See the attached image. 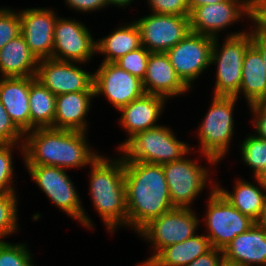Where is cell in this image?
Here are the masks:
<instances>
[{
	"mask_svg": "<svg viewBox=\"0 0 266 266\" xmlns=\"http://www.w3.org/2000/svg\"><path fill=\"white\" fill-rule=\"evenodd\" d=\"M127 227L138 233L173 207L162 165L124 161Z\"/></svg>",
	"mask_w": 266,
	"mask_h": 266,
	"instance_id": "cell-1",
	"label": "cell"
},
{
	"mask_svg": "<svg viewBox=\"0 0 266 266\" xmlns=\"http://www.w3.org/2000/svg\"><path fill=\"white\" fill-rule=\"evenodd\" d=\"M87 132L53 128H36L25 133V165L59 168H82L99 156L87 144Z\"/></svg>",
	"mask_w": 266,
	"mask_h": 266,
	"instance_id": "cell-2",
	"label": "cell"
},
{
	"mask_svg": "<svg viewBox=\"0 0 266 266\" xmlns=\"http://www.w3.org/2000/svg\"><path fill=\"white\" fill-rule=\"evenodd\" d=\"M90 194L106 229L113 233L127 226L124 160L100 155L90 165Z\"/></svg>",
	"mask_w": 266,
	"mask_h": 266,
	"instance_id": "cell-3",
	"label": "cell"
},
{
	"mask_svg": "<svg viewBox=\"0 0 266 266\" xmlns=\"http://www.w3.org/2000/svg\"><path fill=\"white\" fill-rule=\"evenodd\" d=\"M180 141L167 126H157L139 132L119 144L124 161L162 165L182 159L191 152V146Z\"/></svg>",
	"mask_w": 266,
	"mask_h": 266,
	"instance_id": "cell-4",
	"label": "cell"
},
{
	"mask_svg": "<svg viewBox=\"0 0 266 266\" xmlns=\"http://www.w3.org/2000/svg\"><path fill=\"white\" fill-rule=\"evenodd\" d=\"M234 96H214L210 109L198 127L201 155L215 166L229 151L233 137Z\"/></svg>",
	"mask_w": 266,
	"mask_h": 266,
	"instance_id": "cell-5",
	"label": "cell"
},
{
	"mask_svg": "<svg viewBox=\"0 0 266 266\" xmlns=\"http://www.w3.org/2000/svg\"><path fill=\"white\" fill-rule=\"evenodd\" d=\"M214 38L210 64H217L214 96L239 97L242 64L247 48L252 44V30L231 32L219 46ZM220 48V49H219Z\"/></svg>",
	"mask_w": 266,
	"mask_h": 266,
	"instance_id": "cell-6",
	"label": "cell"
},
{
	"mask_svg": "<svg viewBox=\"0 0 266 266\" xmlns=\"http://www.w3.org/2000/svg\"><path fill=\"white\" fill-rule=\"evenodd\" d=\"M35 183L51 202L88 229L93 228L92 219L86 214L80 197L67 174V169L45 166L25 165Z\"/></svg>",
	"mask_w": 266,
	"mask_h": 266,
	"instance_id": "cell-7",
	"label": "cell"
},
{
	"mask_svg": "<svg viewBox=\"0 0 266 266\" xmlns=\"http://www.w3.org/2000/svg\"><path fill=\"white\" fill-rule=\"evenodd\" d=\"M198 218L191 208L174 207L152 219L137 234L151 243V251L154 250V254L138 266H146L163 248L193 237L200 225L201 220Z\"/></svg>",
	"mask_w": 266,
	"mask_h": 266,
	"instance_id": "cell-8",
	"label": "cell"
},
{
	"mask_svg": "<svg viewBox=\"0 0 266 266\" xmlns=\"http://www.w3.org/2000/svg\"><path fill=\"white\" fill-rule=\"evenodd\" d=\"M205 222L206 236L216 249L223 250L237 235L247 231L255 221L236 209L216 188L210 186Z\"/></svg>",
	"mask_w": 266,
	"mask_h": 266,
	"instance_id": "cell-9",
	"label": "cell"
},
{
	"mask_svg": "<svg viewBox=\"0 0 266 266\" xmlns=\"http://www.w3.org/2000/svg\"><path fill=\"white\" fill-rule=\"evenodd\" d=\"M173 207L191 208V203L209 182V167L186 158L162 164Z\"/></svg>",
	"mask_w": 266,
	"mask_h": 266,
	"instance_id": "cell-10",
	"label": "cell"
},
{
	"mask_svg": "<svg viewBox=\"0 0 266 266\" xmlns=\"http://www.w3.org/2000/svg\"><path fill=\"white\" fill-rule=\"evenodd\" d=\"M213 41L214 37L190 31L183 40L166 52L177 75L189 88L211 66Z\"/></svg>",
	"mask_w": 266,
	"mask_h": 266,
	"instance_id": "cell-11",
	"label": "cell"
},
{
	"mask_svg": "<svg viewBox=\"0 0 266 266\" xmlns=\"http://www.w3.org/2000/svg\"><path fill=\"white\" fill-rule=\"evenodd\" d=\"M135 22L140 30L141 46L151 53H166L191 31L190 18L185 16L150 13Z\"/></svg>",
	"mask_w": 266,
	"mask_h": 266,
	"instance_id": "cell-12",
	"label": "cell"
},
{
	"mask_svg": "<svg viewBox=\"0 0 266 266\" xmlns=\"http://www.w3.org/2000/svg\"><path fill=\"white\" fill-rule=\"evenodd\" d=\"M88 27L71 18L57 17L54 26L52 58L60 61L87 63L96 54L94 41Z\"/></svg>",
	"mask_w": 266,
	"mask_h": 266,
	"instance_id": "cell-13",
	"label": "cell"
},
{
	"mask_svg": "<svg viewBox=\"0 0 266 266\" xmlns=\"http://www.w3.org/2000/svg\"><path fill=\"white\" fill-rule=\"evenodd\" d=\"M94 74V95H103L118 111L145 94L142 80L114 62H102Z\"/></svg>",
	"mask_w": 266,
	"mask_h": 266,
	"instance_id": "cell-14",
	"label": "cell"
},
{
	"mask_svg": "<svg viewBox=\"0 0 266 266\" xmlns=\"http://www.w3.org/2000/svg\"><path fill=\"white\" fill-rule=\"evenodd\" d=\"M78 63L53 58L38 61L35 79L55 96L82 91H94V74L76 66Z\"/></svg>",
	"mask_w": 266,
	"mask_h": 266,
	"instance_id": "cell-15",
	"label": "cell"
},
{
	"mask_svg": "<svg viewBox=\"0 0 266 266\" xmlns=\"http://www.w3.org/2000/svg\"><path fill=\"white\" fill-rule=\"evenodd\" d=\"M244 15L250 19L252 7L242 0H223L198 6L190 12V29L192 32L216 38L221 30L240 21Z\"/></svg>",
	"mask_w": 266,
	"mask_h": 266,
	"instance_id": "cell-16",
	"label": "cell"
},
{
	"mask_svg": "<svg viewBox=\"0 0 266 266\" xmlns=\"http://www.w3.org/2000/svg\"><path fill=\"white\" fill-rule=\"evenodd\" d=\"M55 13L54 10L40 7L19 11L20 34L38 61L52 58L54 26L58 17Z\"/></svg>",
	"mask_w": 266,
	"mask_h": 266,
	"instance_id": "cell-17",
	"label": "cell"
},
{
	"mask_svg": "<svg viewBox=\"0 0 266 266\" xmlns=\"http://www.w3.org/2000/svg\"><path fill=\"white\" fill-rule=\"evenodd\" d=\"M145 93L173 98L190 91L177 75L166 53H150L145 77L142 80Z\"/></svg>",
	"mask_w": 266,
	"mask_h": 266,
	"instance_id": "cell-18",
	"label": "cell"
},
{
	"mask_svg": "<svg viewBox=\"0 0 266 266\" xmlns=\"http://www.w3.org/2000/svg\"><path fill=\"white\" fill-rule=\"evenodd\" d=\"M228 266H266V233L254 223L223 249Z\"/></svg>",
	"mask_w": 266,
	"mask_h": 266,
	"instance_id": "cell-19",
	"label": "cell"
},
{
	"mask_svg": "<svg viewBox=\"0 0 266 266\" xmlns=\"http://www.w3.org/2000/svg\"><path fill=\"white\" fill-rule=\"evenodd\" d=\"M166 98L145 93L119 111L120 124L128 134V139L136 133L157 127V121L163 112ZM156 123V124H155Z\"/></svg>",
	"mask_w": 266,
	"mask_h": 266,
	"instance_id": "cell-20",
	"label": "cell"
},
{
	"mask_svg": "<svg viewBox=\"0 0 266 266\" xmlns=\"http://www.w3.org/2000/svg\"><path fill=\"white\" fill-rule=\"evenodd\" d=\"M30 85L31 77H0V101L24 134L30 131Z\"/></svg>",
	"mask_w": 266,
	"mask_h": 266,
	"instance_id": "cell-21",
	"label": "cell"
},
{
	"mask_svg": "<svg viewBox=\"0 0 266 266\" xmlns=\"http://www.w3.org/2000/svg\"><path fill=\"white\" fill-rule=\"evenodd\" d=\"M94 91L71 92L56 96L53 129L88 131L85 117Z\"/></svg>",
	"mask_w": 266,
	"mask_h": 266,
	"instance_id": "cell-22",
	"label": "cell"
},
{
	"mask_svg": "<svg viewBox=\"0 0 266 266\" xmlns=\"http://www.w3.org/2000/svg\"><path fill=\"white\" fill-rule=\"evenodd\" d=\"M38 60L20 34L0 50L1 77L35 76Z\"/></svg>",
	"mask_w": 266,
	"mask_h": 266,
	"instance_id": "cell-23",
	"label": "cell"
},
{
	"mask_svg": "<svg viewBox=\"0 0 266 266\" xmlns=\"http://www.w3.org/2000/svg\"><path fill=\"white\" fill-rule=\"evenodd\" d=\"M254 179L259 187L239 178L233 186V192L220 187L217 183L215 188L242 214L256 221L266 203V186L257 178Z\"/></svg>",
	"mask_w": 266,
	"mask_h": 266,
	"instance_id": "cell-24",
	"label": "cell"
},
{
	"mask_svg": "<svg viewBox=\"0 0 266 266\" xmlns=\"http://www.w3.org/2000/svg\"><path fill=\"white\" fill-rule=\"evenodd\" d=\"M241 76L239 94L243 93L248 105L266 95V69L260 51L253 44L245 52Z\"/></svg>",
	"mask_w": 266,
	"mask_h": 266,
	"instance_id": "cell-25",
	"label": "cell"
},
{
	"mask_svg": "<svg viewBox=\"0 0 266 266\" xmlns=\"http://www.w3.org/2000/svg\"><path fill=\"white\" fill-rule=\"evenodd\" d=\"M211 248L205 234H195L181 243L163 248L146 266H186Z\"/></svg>",
	"mask_w": 266,
	"mask_h": 266,
	"instance_id": "cell-26",
	"label": "cell"
},
{
	"mask_svg": "<svg viewBox=\"0 0 266 266\" xmlns=\"http://www.w3.org/2000/svg\"><path fill=\"white\" fill-rule=\"evenodd\" d=\"M141 47L140 30L135 21L121 25L109 35L96 40V53L105 55L103 62H115Z\"/></svg>",
	"mask_w": 266,
	"mask_h": 266,
	"instance_id": "cell-27",
	"label": "cell"
},
{
	"mask_svg": "<svg viewBox=\"0 0 266 266\" xmlns=\"http://www.w3.org/2000/svg\"><path fill=\"white\" fill-rule=\"evenodd\" d=\"M56 96L35 76H31L29 92L30 130L53 128Z\"/></svg>",
	"mask_w": 266,
	"mask_h": 266,
	"instance_id": "cell-28",
	"label": "cell"
},
{
	"mask_svg": "<svg viewBox=\"0 0 266 266\" xmlns=\"http://www.w3.org/2000/svg\"><path fill=\"white\" fill-rule=\"evenodd\" d=\"M239 148L243 162L252 168L256 177L266 165V139L259 138L255 133L250 134Z\"/></svg>",
	"mask_w": 266,
	"mask_h": 266,
	"instance_id": "cell-29",
	"label": "cell"
},
{
	"mask_svg": "<svg viewBox=\"0 0 266 266\" xmlns=\"http://www.w3.org/2000/svg\"><path fill=\"white\" fill-rule=\"evenodd\" d=\"M17 200L16 193L0 194V241L18 231Z\"/></svg>",
	"mask_w": 266,
	"mask_h": 266,
	"instance_id": "cell-30",
	"label": "cell"
},
{
	"mask_svg": "<svg viewBox=\"0 0 266 266\" xmlns=\"http://www.w3.org/2000/svg\"><path fill=\"white\" fill-rule=\"evenodd\" d=\"M17 147L21 149L24 155L23 143L14 144H0V194L3 193H16L14 188V165H13V149Z\"/></svg>",
	"mask_w": 266,
	"mask_h": 266,
	"instance_id": "cell-31",
	"label": "cell"
},
{
	"mask_svg": "<svg viewBox=\"0 0 266 266\" xmlns=\"http://www.w3.org/2000/svg\"><path fill=\"white\" fill-rule=\"evenodd\" d=\"M29 252L25 243L0 241V266H34Z\"/></svg>",
	"mask_w": 266,
	"mask_h": 266,
	"instance_id": "cell-32",
	"label": "cell"
},
{
	"mask_svg": "<svg viewBox=\"0 0 266 266\" xmlns=\"http://www.w3.org/2000/svg\"><path fill=\"white\" fill-rule=\"evenodd\" d=\"M150 53L144 46L127 53L114 63L141 80L145 77Z\"/></svg>",
	"mask_w": 266,
	"mask_h": 266,
	"instance_id": "cell-33",
	"label": "cell"
},
{
	"mask_svg": "<svg viewBox=\"0 0 266 266\" xmlns=\"http://www.w3.org/2000/svg\"><path fill=\"white\" fill-rule=\"evenodd\" d=\"M20 14L10 8H0V50L9 41L20 35Z\"/></svg>",
	"mask_w": 266,
	"mask_h": 266,
	"instance_id": "cell-34",
	"label": "cell"
},
{
	"mask_svg": "<svg viewBox=\"0 0 266 266\" xmlns=\"http://www.w3.org/2000/svg\"><path fill=\"white\" fill-rule=\"evenodd\" d=\"M24 136L25 134L14 124L0 101V144L24 143L22 142Z\"/></svg>",
	"mask_w": 266,
	"mask_h": 266,
	"instance_id": "cell-35",
	"label": "cell"
},
{
	"mask_svg": "<svg viewBox=\"0 0 266 266\" xmlns=\"http://www.w3.org/2000/svg\"><path fill=\"white\" fill-rule=\"evenodd\" d=\"M147 2L152 13L190 17L188 0H148Z\"/></svg>",
	"mask_w": 266,
	"mask_h": 266,
	"instance_id": "cell-36",
	"label": "cell"
},
{
	"mask_svg": "<svg viewBox=\"0 0 266 266\" xmlns=\"http://www.w3.org/2000/svg\"><path fill=\"white\" fill-rule=\"evenodd\" d=\"M252 20L255 22L253 29L266 38V0H255L252 6Z\"/></svg>",
	"mask_w": 266,
	"mask_h": 266,
	"instance_id": "cell-37",
	"label": "cell"
},
{
	"mask_svg": "<svg viewBox=\"0 0 266 266\" xmlns=\"http://www.w3.org/2000/svg\"><path fill=\"white\" fill-rule=\"evenodd\" d=\"M223 250L212 247L186 266H224Z\"/></svg>",
	"mask_w": 266,
	"mask_h": 266,
	"instance_id": "cell-38",
	"label": "cell"
},
{
	"mask_svg": "<svg viewBox=\"0 0 266 266\" xmlns=\"http://www.w3.org/2000/svg\"><path fill=\"white\" fill-rule=\"evenodd\" d=\"M66 5L80 12H95L108 6L107 0H64Z\"/></svg>",
	"mask_w": 266,
	"mask_h": 266,
	"instance_id": "cell-39",
	"label": "cell"
},
{
	"mask_svg": "<svg viewBox=\"0 0 266 266\" xmlns=\"http://www.w3.org/2000/svg\"><path fill=\"white\" fill-rule=\"evenodd\" d=\"M248 107L253 114V128H256V135L259 138L266 139V112L263 111L256 103L250 104Z\"/></svg>",
	"mask_w": 266,
	"mask_h": 266,
	"instance_id": "cell-40",
	"label": "cell"
},
{
	"mask_svg": "<svg viewBox=\"0 0 266 266\" xmlns=\"http://www.w3.org/2000/svg\"><path fill=\"white\" fill-rule=\"evenodd\" d=\"M252 44L260 51L264 67L266 69V38L259 35L254 29L252 30Z\"/></svg>",
	"mask_w": 266,
	"mask_h": 266,
	"instance_id": "cell-41",
	"label": "cell"
},
{
	"mask_svg": "<svg viewBox=\"0 0 266 266\" xmlns=\"http://www.w3.org/2000/svg\"><path fill=\"white\" fill-rule=\"evenodd\" d=\"M188 1H189L190 12H191L195 7L207 5V4L219 3L223 0H188Z\"/></svg>",
	"mask_w": 266,
	"mask_h": 266,
	"instance_id": "cell-42",
	"label": "cell"
},
{
	"mask_svg": "<svg viewBox=\"0 0 266 266\" xmlns=\"http://www.w3.org/2000/svg\"><path fill=\"white\" fill-rule=\"evenodd\" d=\"M255 223L266 233V203Z\"/></svg>",
	"mask_w": 266,
	"mask_h": 266,
	"instance_id": "cell-43",
	"label": "cell"
},
{
	"mask_svg": "<svg viewBox=\"0 0 266 266\" xmlns=\"http://www.w3.org/2000/svg\"><path fill=\"white\" fill-rule=\"evenodd\" d=\"M108 6L113 5V6H118V7H127L130 5V3L134 2V0H107Z\"/></svg>",
	"mask_w": 266,
	"mask_h": 266,
	"instance_id": "cell-44",
	"label": "cell"
},
{
	"mask_svg": "<svg viewBox=\"0 0 266 266\" xmlns=\"http://www.w3.org/2000/svg\"><path fill=\"white\" fill-rule=\"evenodd\" d=\"M255 178H257L259 181H261L266 186V165Z\"/></svg>",
	"mask_w": 266,
	"mask_h": 266,
	"instance_id": "cell-45",
	"label": "cell"
},
{
	"mask_svg": "<svg viewBox=\"0 0 266 266\" xmlns=\"http://www.w3.org/2000/svg\"><path fill=\"white\" fill-rule=\"evenodd\" d=\"M263 111L266 112V95L263 96L257 103H256Z\"/></svg>",
	"mask_w": 266,
	"mask_h": 266,
	"instance_id": "cell-46",
	"label": "cell"
},
{
	"mask_svg": "<svg viewBox=\"0 0 266 266\" xmlns=\"http://www.w3.org/2000/svg\"><path fill=\"white\" fill-rule=\"evenodd\" d=\"M247 2L251 7L253 6V3L255 2V0H242Z\"/></svg>",
	"mask_w": 266,
	"mask_h": 266,
	"instance_id": "cell-47",
	"label": "cell"
}]
</instances>
